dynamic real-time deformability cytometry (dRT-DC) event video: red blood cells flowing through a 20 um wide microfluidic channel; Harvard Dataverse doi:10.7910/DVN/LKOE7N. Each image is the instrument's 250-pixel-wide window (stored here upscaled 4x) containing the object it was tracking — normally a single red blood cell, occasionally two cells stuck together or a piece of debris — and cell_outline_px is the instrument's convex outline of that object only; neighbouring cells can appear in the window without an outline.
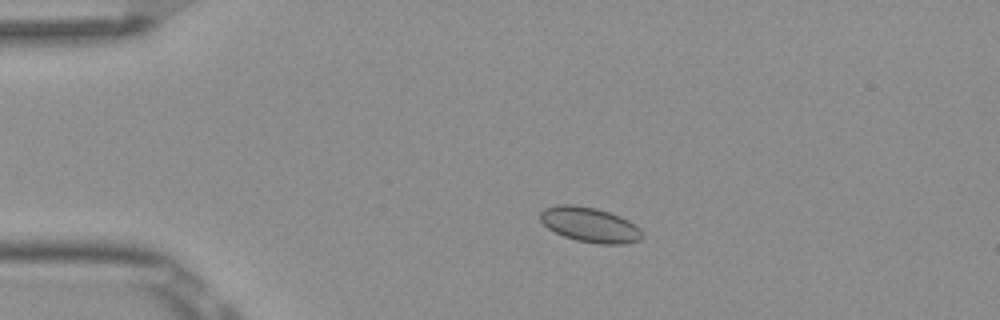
{"species": "Egyptian fruit bat (a non-hibernating species)", "species_latin": "Rousettus aegyptiacus", "temperature_condition": "room temperature", "stored_images_in_passage": 6, "camera_frame_rate_fps": 3000, "um_per_image_px": 0.085, "frame": {"image": 1, "passage_image": 3, "time_ms": 0.667, "image_size_px": [1000, 320], "cell_outline_px": [[640, 240], [624, 244], [600, 244], [576, 240], [564, 236], [548, 228], [540, 220], [540, 212], [544, 208], [556, 204], [572, 204], [596, 208], [620, 216], [628, 220], [640, 228]], "centroid_in_image_um": [50.1, 19.09], "position_along_channel_um": 34.9, "area_um2": 20.63}}
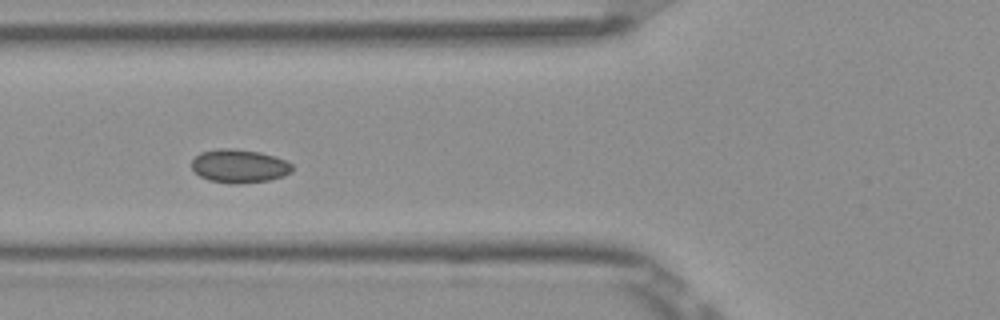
{"frame": {"image": 2, "passage_image": 5, "time_ms": 1.333, "image_size_px": [1000, 320], "cell_outline_px": [[292, 172], [284, 176], [268, 180], [236, 184], [232, 184], [208, 180], [200, 176], [192, 168], [192, 160], [200, 152], [220, 148], [228, 148], [260, 152], [276, 156], [288, 160], [292, 164]], "centroid_in_image_um": [20.36, 14.11], "position_along_channel_um": 105.4, "area_um2": 19.71}}
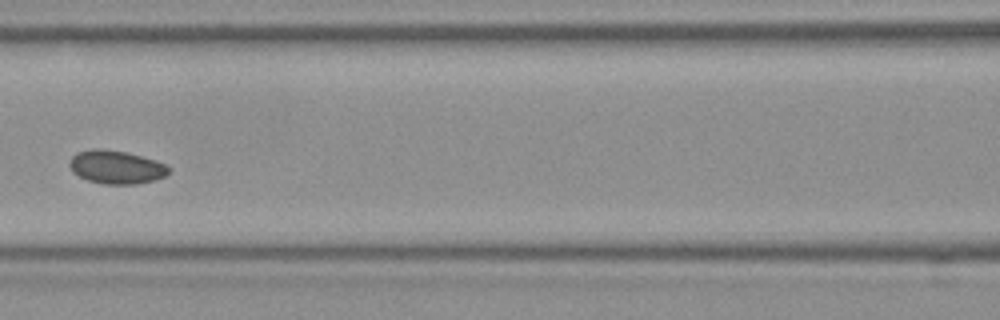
{"frame": {"image": 3, "passage_image": 6, "time_ms": 1.667, "image_size_px": [1000, 320], "cell_outline_px": [[172, 168], [164, 176], [152, 180], [136, 184], [104, 184], [88, 180], [72, 172], [68, 164], [72, 156], [76, 152], [92, 148], [100, 148], [128, 152], [156, 160]], "centroid_in_image_um": [9.85, 14.18], "position_along_channel_um": 156.7, "area_um2": 19.36}}